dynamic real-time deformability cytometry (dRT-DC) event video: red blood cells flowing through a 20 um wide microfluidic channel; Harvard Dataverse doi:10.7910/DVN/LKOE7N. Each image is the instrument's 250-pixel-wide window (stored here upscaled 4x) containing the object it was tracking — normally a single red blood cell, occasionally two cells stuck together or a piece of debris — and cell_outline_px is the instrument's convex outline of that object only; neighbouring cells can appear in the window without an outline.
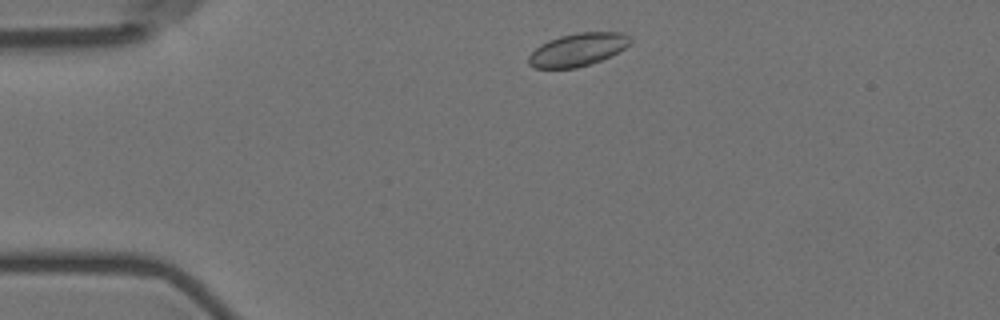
{"species": "Egyptian fruit bat (a non-hibernating species)", "species_latin": "Rousettus aegyptiacus", "temperature_condition": "room temperature", "stored_images_in_passage": 8, "camera_frame_rate_fps": 3000, "um_per_image_px": 0.085, "animal": {"sex": "female"}, "frame": {"image": 1, "passage_image": 1, "time_ms": 0.0, "image_size_px": [1000, 320], "cell_outline_px": [[632, 40], [624, 48], [600, 60], [576, 68], [536, 68], [528, 64], [528, 56], [540, 44], [548, 40], [560, 36], [576, 32], [624, 32], [632, 36]], "centroid_in_image_um": [49.1, 4.2], "position_along_channel_um": 35.9, "area_um2": 19.42}}
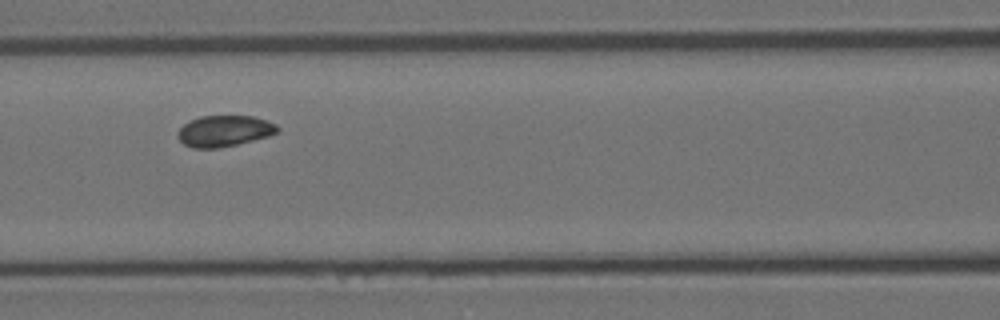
{"frame": {"image": 2, "passage_image": 5, "time_ms": 4.333, "image_size_px": [1000, 320], "cell_outline_px": [[280, 128], [276, 132], [268, 136], [236, 144], [216, 148], [192, 148], [184, 144], [176, 136], [176, 132], [184, 124], [200, 116], [252, 116], [276, 124]], "centroid_in_image_um": [19.02, 11.13], "position_along_channel_um": 147.6, "area_um2": 17.86}}
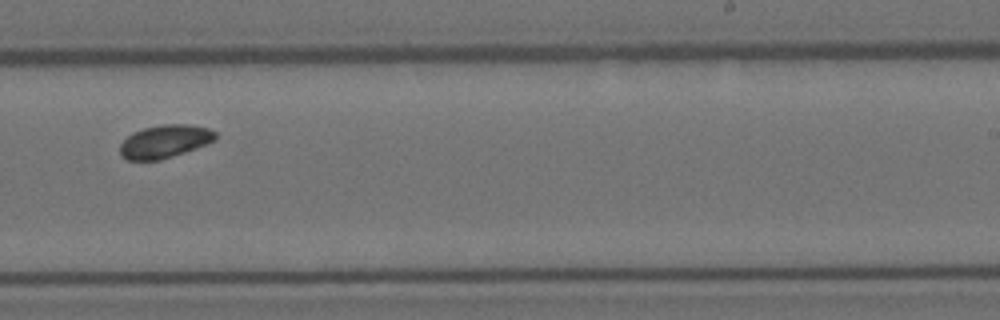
{"frame": {"image": 3, "passage_image": 8, "time_ms": 8.0, "image_size_px": [1000, 320], "cell_outline_px": [[216, 140], [196, 148], [160, 160], [128, 160], [120, 156], [120, 144], [132, 132], [144, 128], [160, 124], [188, 124], [208, 128], [216, 132]], "centroid_in_image_um": [13.99, 12.01], "position_along_channel_um": 275.0, "area_um2": 18.38}}